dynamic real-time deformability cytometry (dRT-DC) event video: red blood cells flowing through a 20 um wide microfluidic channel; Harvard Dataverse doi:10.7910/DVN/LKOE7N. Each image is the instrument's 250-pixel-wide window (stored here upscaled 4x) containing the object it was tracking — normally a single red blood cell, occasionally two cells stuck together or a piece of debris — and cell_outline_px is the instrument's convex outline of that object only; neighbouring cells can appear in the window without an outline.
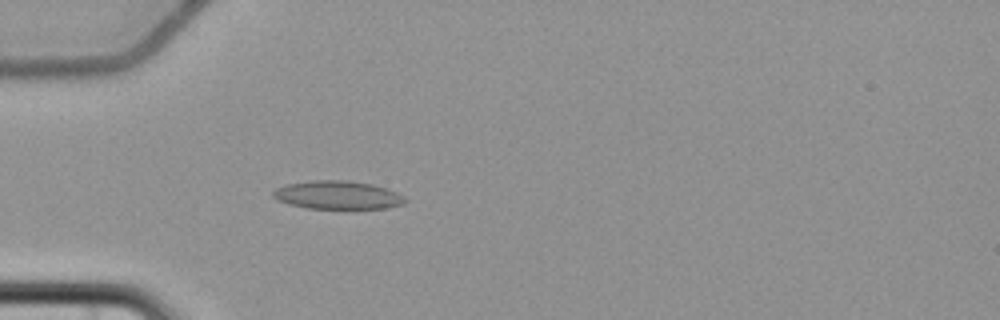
{"species": "common noctule bat (a hibernating species)", "species_latin": "Nyctalus noctula", "temperature_condition": "cold", "stored_images_in_passage": 1, "camera_frame_rate_fps": 3000, "um_per_image_px": 0.085, "animal": {"sex": "female", "body_mass_g": 22.7, "forearm_length_mm": 54.2}, "frame": {"image": 1, "passage_image": 1, "time_ms": 0.0, "image_size_px": [1000, 320], "cell_outline_px": [[408, 200], [404, 204], [388, 208], [308, 208], [288, 204], [276, 200], [272, 196], [272, 192], [276, 188], [288, 184], [312, 180], [348, 180], [372, 184], [396, 192], [404, 196]], "centroid_in_image_um": [28.69, 16.58], "position_along_channel_um": 56.3, "area_um2": 21.79}}